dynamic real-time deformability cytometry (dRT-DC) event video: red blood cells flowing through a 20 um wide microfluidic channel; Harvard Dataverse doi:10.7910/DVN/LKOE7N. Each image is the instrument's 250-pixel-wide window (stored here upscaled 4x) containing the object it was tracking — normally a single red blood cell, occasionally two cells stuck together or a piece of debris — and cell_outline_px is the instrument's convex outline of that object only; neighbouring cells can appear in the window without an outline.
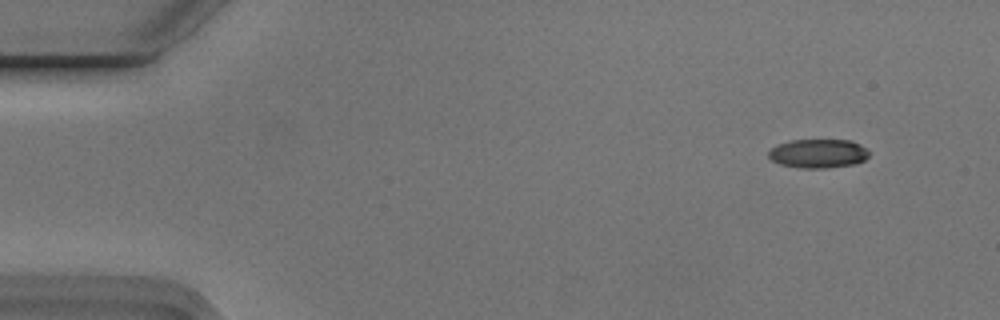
{"species": "Egyptian fruit bat (a non-hibernating species)", "species_latin": "Rousettus aegyptiacus", "temperature_condition": "cold", "stored_images_in_passage": 5, "camera_frame_rate_fps": 3000, "um_per_image_px": 0.085, "animal": {"sex": "male"}, "frame": {"image": 1, "passage_image": 1, "time_ms": 0.0, "image_size_px": [1000, 320], "cell_outline_px": [[868, 156], [864, 160], [856, 164], [824, 168], [800, 168], [780, 164], [772, 160], [768, 156], [768, 152], [776, 144], [792, 140], [852, 140], [860, 144], [868, 152]], "centroid_in_image_um": [69.53, 13.05], "position_along_channel_um": 15.5, "area_um2": 16.94}}